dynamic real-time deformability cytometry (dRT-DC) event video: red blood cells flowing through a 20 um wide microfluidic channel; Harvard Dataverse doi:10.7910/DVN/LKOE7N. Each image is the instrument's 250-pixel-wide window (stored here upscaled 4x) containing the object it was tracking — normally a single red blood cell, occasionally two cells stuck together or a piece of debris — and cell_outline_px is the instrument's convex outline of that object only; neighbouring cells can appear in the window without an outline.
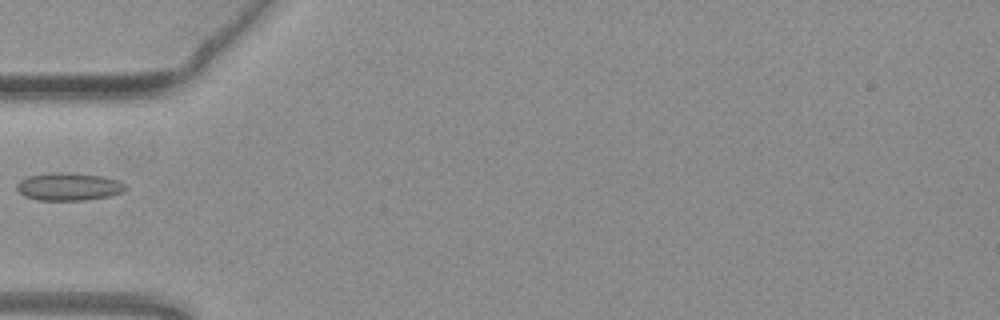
{"species": "common noctule bat (a hibernating species)", "species_latin": "Nyctalus noctula", "temperature_condition": "warm", "stored_images_in_passage": 37, "camera_frame_rate_fps": 3000, "um_per_image_px": 0.085, "animal": {"sex": "female", "body_mass_g": 19.3, "forearm_length_mm": 54.1}, "frame": {"image": 1, "passage_image": 1, "time_ms": 0.0, "image_size_px": [1000, 320], "cell_outline_px": [[128, 188], [124, 192], [108, 196], [84, 200], [36, 200], [24, 196], [16, 188], [16, 184], [20, 180], [28, 176], [48, 172], [68, 172], [104, 176], [120, 180]], "centroid_in_image_um": [5.85, 15.85], "position_along_channel_um": 79.1, "area_um2": 17.86}}
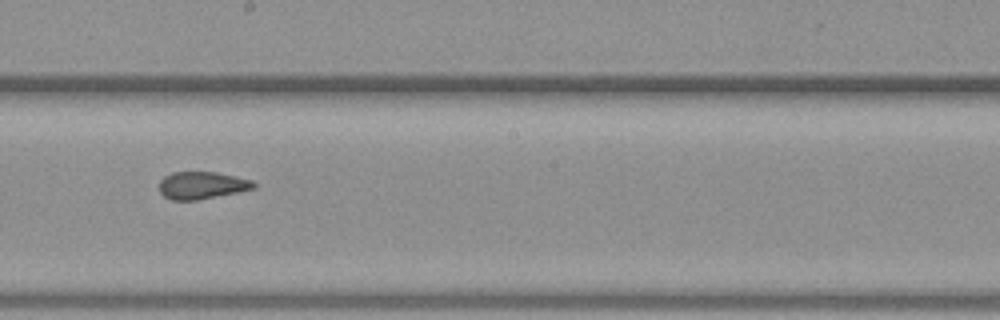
{"frame": {"image": 2, "passage_image": 13, "time_ms": 4.0, "image_size_px": [1000, 320], "cell_outline_px": [[256, 188], [196, 200], [172, 200], [164, 196], [160, 192], [160, 180], [164, 176], [172, 172], [216, 172], [252, 180], [256, 184]], "centroid_in_image_um": [17.14, 15.74], "position_along_channel_um": 231.1, "area_um2": 14.91}}
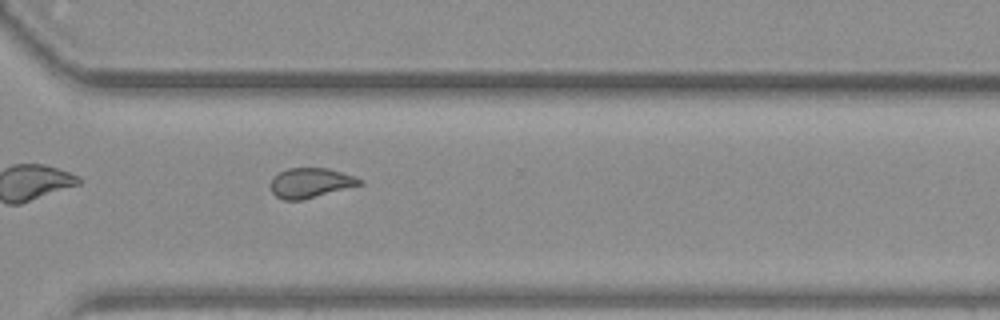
{"frame": {"image": 3, "passage_image": 22, "time_ms": 7.0, "image_size_px": [1000, 320], "cell_outline_px": [[364, 184], [304, 200], [284, 200], [276, 196], [272, 192], [268, 184], [280, 172], [288, 168], [328, 168], [364, 180]], "centroid_in_image_um": [26.4, 15.56], "position_along_channel_um": 344.2, "area_um2": 15.55}}